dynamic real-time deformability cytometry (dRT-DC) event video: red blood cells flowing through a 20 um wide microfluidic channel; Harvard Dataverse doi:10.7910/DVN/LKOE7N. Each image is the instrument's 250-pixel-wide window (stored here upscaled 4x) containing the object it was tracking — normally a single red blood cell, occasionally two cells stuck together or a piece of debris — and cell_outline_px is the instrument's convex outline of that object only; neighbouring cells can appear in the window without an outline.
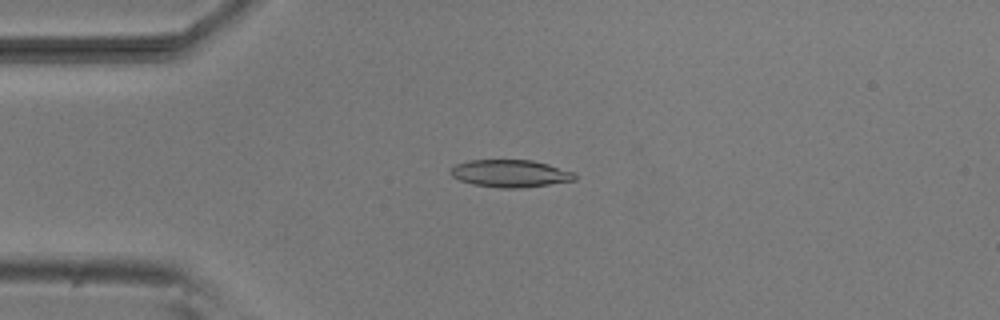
{"species": "common noctule bat (a hibernating species)", "species_latin": "Nyctalus noctula", "temperature_condition": "room temperature", "stored_images_in_passage": 49, "camera_frame_rate_fps": 3000, "um_per_image_px": 0.085, "animal": {"sex": "male", "body_mass_g": 20.5, "forearm_length_mm": 52.5}, "frame": {"image": 1, "passage_image": 9, "time_ms": 2.667, "image_size_px": [1000, 320], "cell_outline_px": [[576, 180], [520, 188], [500, 188], [472, 184], [460, 180], [452, 176], [448, 172], [448, 168], [456, 164], [468, 160], [532, 160], [548, 164], [576, 172]], "centroid_in_image_um": [43.35, 14.74], "position_along_channel_um": 41.7, "area_um2": 20.0}}
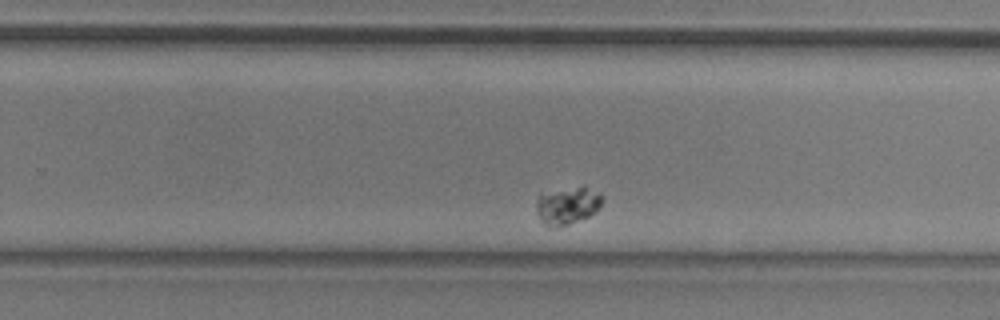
{"frame": {"image": 2, "passage_image": 34, "time_ms": 11.0, "image_size_px": [1000, 320], "cell_outline_px": [[604, 196], [600, 208], [596, 212], [588, 216], [568, 224], [548, 228], [544, 224], [536, 212], [536, 200], [540, 192], [584, 184], [600, 192]], "centroid_in_image_um": [48.25, 17.41], "position_along_channel_um": 281.6, "area_um2": 15.09}}
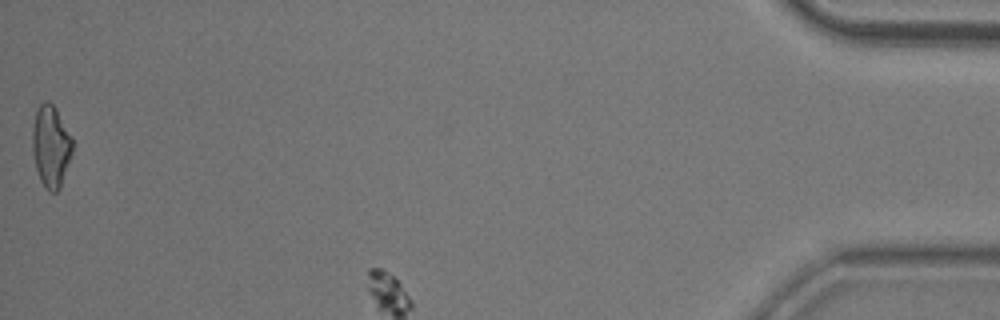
{"frame": {"image": 3, "passage_image": 49, "time_ms": 16.0, "image_size_px": [1000, 320], "cell_outline_px": [[72, 152], [60, 188], [56, 192], [48, 192], [44, 188], [40, 180], [36, 168], [32, 152], [32, 132], [36, 112], [40, 104], [44, 100], [48, 100], [56, 108], [72, 136]], "centroid_in_image_um": [4.32, 12.44], "position_along_channel_um": 430.9, "area_um2": 19.19}}